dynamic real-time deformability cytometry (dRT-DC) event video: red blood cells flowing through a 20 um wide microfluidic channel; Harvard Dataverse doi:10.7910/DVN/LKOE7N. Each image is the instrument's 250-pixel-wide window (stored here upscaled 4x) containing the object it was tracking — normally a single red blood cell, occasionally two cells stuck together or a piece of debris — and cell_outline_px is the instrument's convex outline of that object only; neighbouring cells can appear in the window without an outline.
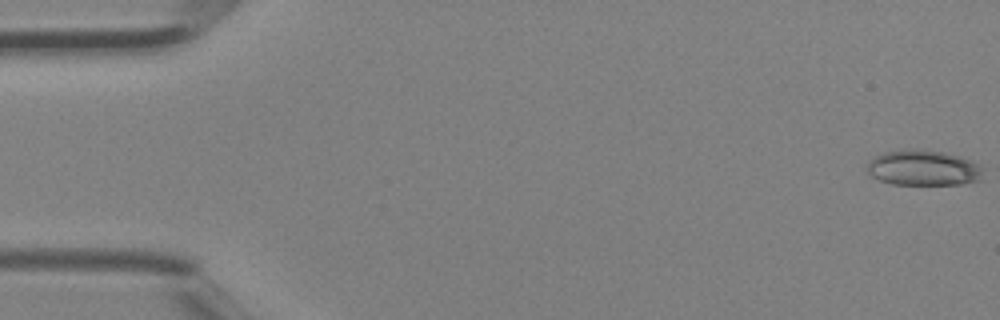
{"species": "Egyptian fruit bat (a non-hibernating species)", "species_latin": "Rousettus aegyptiacus", "temperature_condition": "room temperature", "stored_images_in_passage": 42, "camera_frame_rate_fps": 3000, "um_per_image_px": 0.085, "animal": {"sex": "female"}, "frame": {"image": 1, "passage_image": 1, "time_ms": 0.0, "image_size_px": [1000, 320], "cell_outline_px": [[984, 168], [980, 180], [960, 184], [892, 184], [880, 180], [872, 176], [868, 172], [868, 160], [884, 152], [908, 148], [912, 148], [944, 152], [960, 156]], "centroid_in_image_um": [78.47, 14.26], "position_along_channel_um": 6.5, "area_um2": 23.93}}
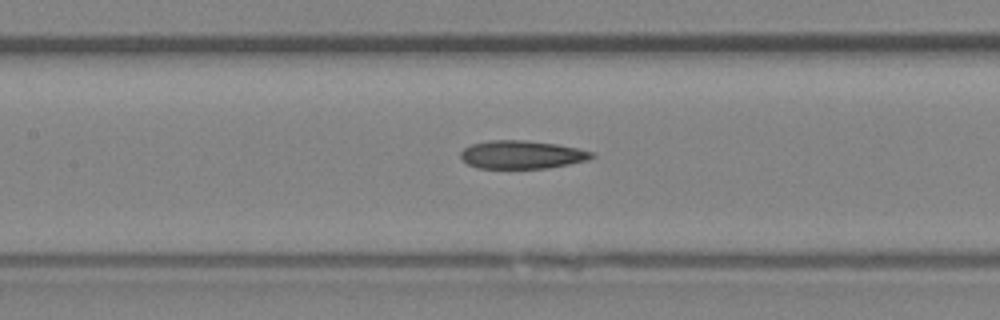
{"frame": {"image": 2, "passage_image": 20, "time_ms": 6.333, "image_size_px": [1000, 320], "cell_outline_px": [[596, 156], [588, 160], [548, 168], [476, 168], [468, 164], [460, 156], [460, 152], [464, 148], [472, 144], [492, 140], [524, 140], [556, 144], [576, 148], [592, 152]], "centroid_in_image_um": [44.35, 13.15], "position_along_channel_um": 163.1, "area_um2": 21.39}}
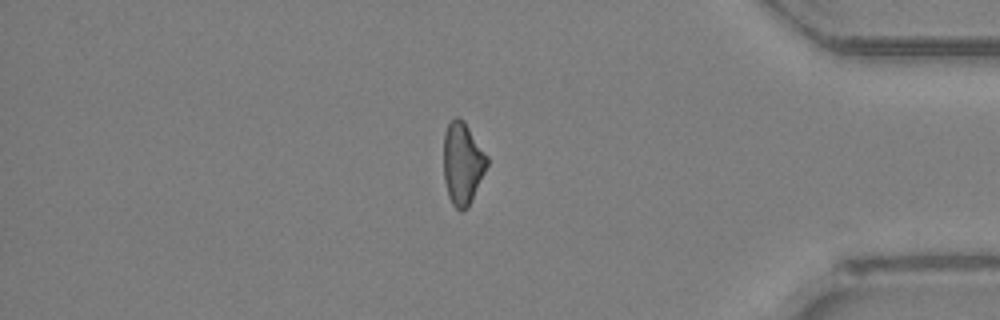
{"frame": {"image": 3, "passage_image": 36, "time_ms": 11.667, "image_size_px": [1000, 320], "cell_outline_px": [[488, 164], [468, 208], [460, 212], [452, 204], [448, 196], [444, 180], [444, 132], [448, 124], [456, 116], [460, 116], [464, 120], [488, 156]], "centroid_in_image_um": [39.31, 13.88], "position_along_channel_um": 395.9, "area_um2": 20.92}}